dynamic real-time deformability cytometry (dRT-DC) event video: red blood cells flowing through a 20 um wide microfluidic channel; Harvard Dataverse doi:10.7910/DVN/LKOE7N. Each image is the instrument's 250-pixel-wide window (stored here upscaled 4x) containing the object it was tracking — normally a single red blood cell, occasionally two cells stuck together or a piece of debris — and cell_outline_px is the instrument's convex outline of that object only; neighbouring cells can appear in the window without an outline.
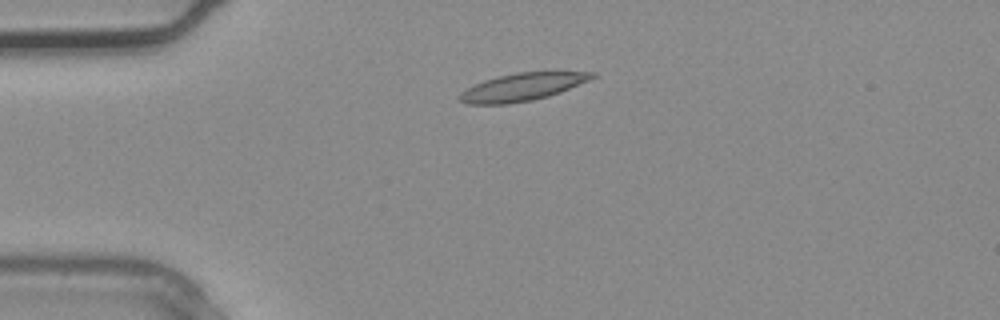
{"species": "common noctule bat (a hibernating species)", "species_latin": "Nyctalus noctula", "temperature_condition": "warm", "stored_images_in_passage": 5, "camera_frame_rate_fps": 3000, "um_per_image_px": 0.085, "animal": {"sex": "male", "body_mass_g": 20.4}, "frame": {"image": 1, "passage_image": 5, "time_ms": 1.333, "image_size_px": [1000, 320], "cell_outline_px": [[596, 76], [588, 80], [560, 92], [548, 96], [532, 100], [508, 104], [468, 104], [460, 100], [460, 92], [484, 80], [516, 72], [596, 72]], "centroid_in_image_um": [44.39, 7.4], "position_along_channel_um": 40.6, "area_um2": 20.92}}